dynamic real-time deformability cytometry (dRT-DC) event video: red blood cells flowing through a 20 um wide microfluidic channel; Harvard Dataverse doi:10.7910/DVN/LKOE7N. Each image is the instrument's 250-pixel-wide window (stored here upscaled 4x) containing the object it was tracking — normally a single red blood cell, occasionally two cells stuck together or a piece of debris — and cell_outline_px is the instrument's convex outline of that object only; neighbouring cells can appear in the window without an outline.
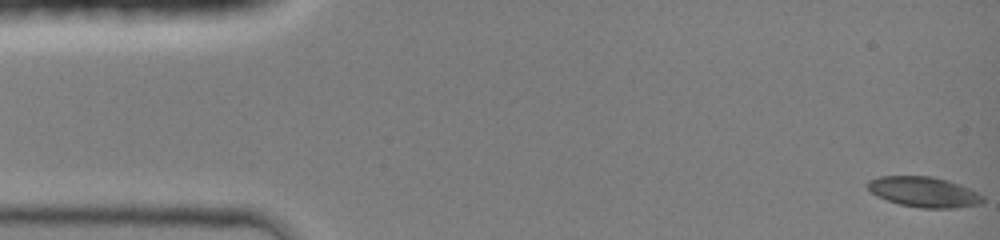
{"species": "common noctule bat (a hibernating species)", "species_latin": "Nyctalus noctula", "temperature_condition": "room temperature", "stored_images_in_passage": 46, "camera_frame_rate_fps": 3000, "um_per_image_px": 0.085, "animal": {"sex": "female", "body_mass_g": 19.0, "forearm_length_mm": 51.5}, "frame": {"image": 1, "passage_image": 1, "time_ms": 0.0, "image_size_px": [1000, 240], "cell_outline_px": [[984, 200], [980, 204], [956, 208], [920, 208], [900, 204], [876, 196], [864, 184], [868, 180], [880, 176], [932, 176], [948, 180], [960, 184], [984, 196]], "centroid_in_image_um": [78.52, 16.31], "position_along_channel_um": 6.5, "area_um2": 20.46}}
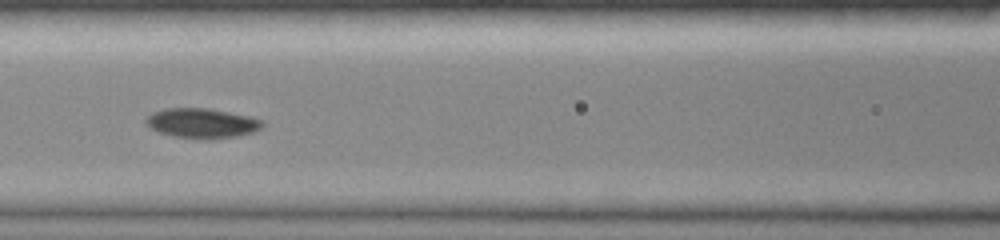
{"frame": {"image": 2, "passage_image": 20, "time_ms": 6.333, "image_size_px": [1000, 240], "cell_outline_px": [[264, 124], [260, 128], [252, 132], [240, 136], [208, 140], [172, 136], [160, 132], [144, 124], [144, 120], [152, 112], [164, 108], [208, 108], [252, 116], [260, 120]], "centroid_in_image_um": [17.15, 10.47], "position_along_channel_um": 149.4, "area_um2": 20.46}}
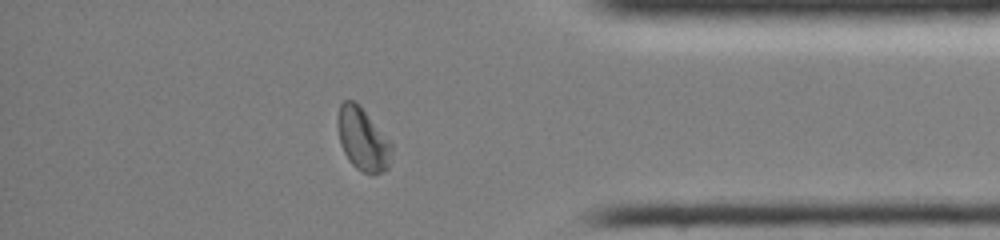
{"frame": {"image": 3, "passage_image": 39, "time_ms": 12.667, "image_size_px": [1000, 240], "cell_outline_px": [[392, 148], [388, 168], [372, 176], [356, 168], [348, 160], [340, 144], [336, 124], [336, 120], [340, 104], [344, 100], [356, 100], [360, 104], [392, 144]], "centroid_in_image_um": [30.8, 11.81], "position_along_channel_um": 404.4, "area_um2": 20.0}, "authors_computed_cell_mechanics": {"area_um2": 20.0277, "velocity_mm_per_s": 4.2089, "shape_relaxation_time_tau1_ms": 6.8249, "shape_relaxation_time_tau2_ms": 5.4986, "deformation_change_tau1": 0.1754, "deformation_change_tau2": 0.0724}}